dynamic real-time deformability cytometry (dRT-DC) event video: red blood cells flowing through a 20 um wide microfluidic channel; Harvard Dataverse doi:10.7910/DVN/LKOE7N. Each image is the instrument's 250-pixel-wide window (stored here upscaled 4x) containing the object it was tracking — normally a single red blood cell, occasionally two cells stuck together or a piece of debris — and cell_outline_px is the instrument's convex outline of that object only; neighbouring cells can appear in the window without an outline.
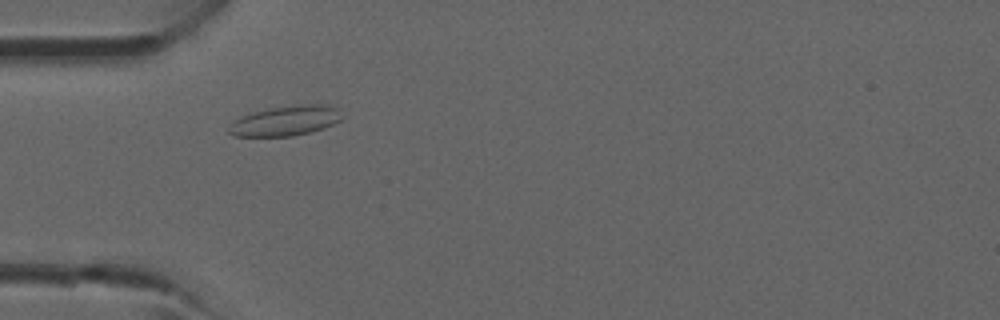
{"species": "common noctule bat (a hibernating species)", "species_latin": "Nyctalus noctula", "temperature_condition": "room temperature", "stored_images_in_passage": 29, "camera_frame_rate_fps": 3000, "um_per_image_px": 0.085, "animal": {"sex": "male", "forearm_length_mm": 52.5}, "frame": {"image": 1, "passage_image": 3, "time_ms": 0.667, "image_size_px": [1000, 320], "cell_outline_px": [[344, 116], [340, 120], [324, 128], [312, 132], [292, 136], [232, 136], [228, 132], [228, 128], [240, 116], [252, 112], [272, 108], [296, 104], [328, 104], [340, 108]], "centroid_in_image_um": [24.33, 10.25], "position_along_channel_um": 60.7, "area_um2": 20.0}}
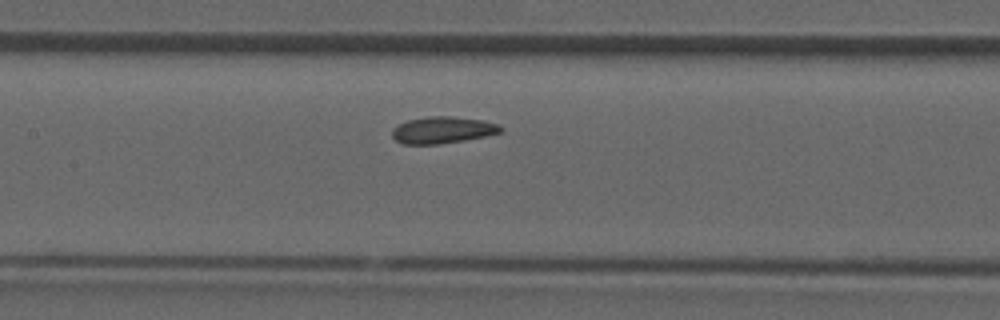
{"frame": {"image": 2, "passage_image": 10, "time_ms": 3.0, "image_size_px": [1000, 320], "cell_outline_px": [[504, 128], [500, 132], [484, 136], [464, 140], [436, 144], [404, 144], [396, 140], [392, 136], [392, 128], [408, 120], [428, 116], [452, 116], [480, 120], [500, 124]], "centroid_in_image_um": [37.62, 11.04], "position_along_channel_um": 169.8, "area_um2": 16.76}}
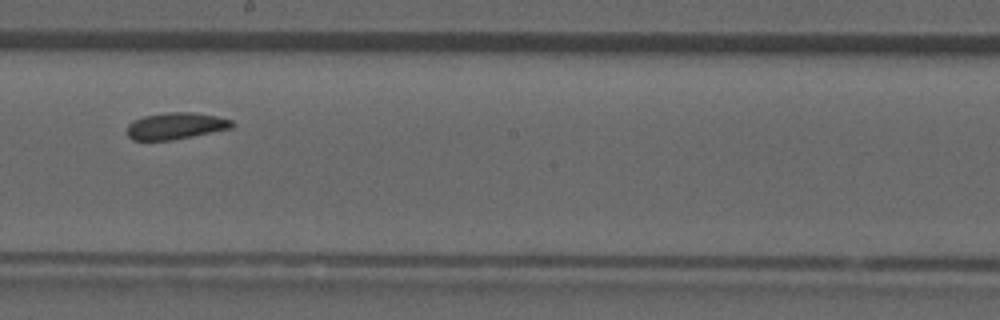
{"frame": {"image": 3, "passage_image": 14, "time_ms": 4.333, "image_size_px": [1000, 320], "cell_outline_px": [[236, 124], [232, 128], [172, 140], [132, 140], [128, 136], [128, 124], [132, 120], [144, 116], [168, 112], [192, 112], [216, 116], [232, 120]], "centroid_in_image_um": [14.94, 10.7], "position_along_channel_um": 233.3, "area_um2": 16.3}}